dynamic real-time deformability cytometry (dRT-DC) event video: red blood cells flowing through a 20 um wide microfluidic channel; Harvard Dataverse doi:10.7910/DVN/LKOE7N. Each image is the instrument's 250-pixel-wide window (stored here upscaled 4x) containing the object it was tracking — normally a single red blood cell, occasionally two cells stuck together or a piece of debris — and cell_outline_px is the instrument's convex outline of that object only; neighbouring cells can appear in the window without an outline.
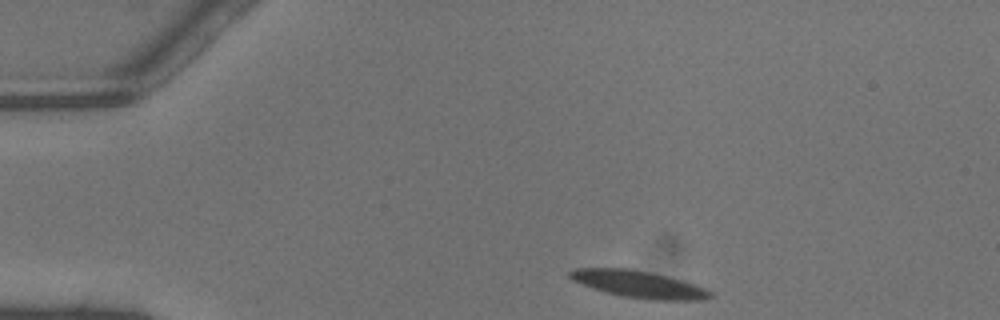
{"species": "common noctule bat (a hibernating species)", "species_latin": "Nyctalus noctula", "temperature_condition": "warm", "stored_images_in_passage": 31, "camera_frame_rate_fps": 3000, "um_per_image_px": 0.085, "animal": {"sex": "male", "body_mass_g": 13.3}, "frame": {"image": 1, "passage_image": 1, "time_ms": 0.0, "image_size_px": [1000, 320], "cell_outline_px": [[712, 296], [700, 300], [652, 300], [624, 296], [592, 288], [572, 280], [568, 276], [568, 272], [576, 268], [624, 268], [648, 272], [680, 280], [704, 288], [712, 292]], "centroid_in_image_um": [54.24, 24.16], "position_along_channel_um": 30.8, "area_um2": 21.56}}
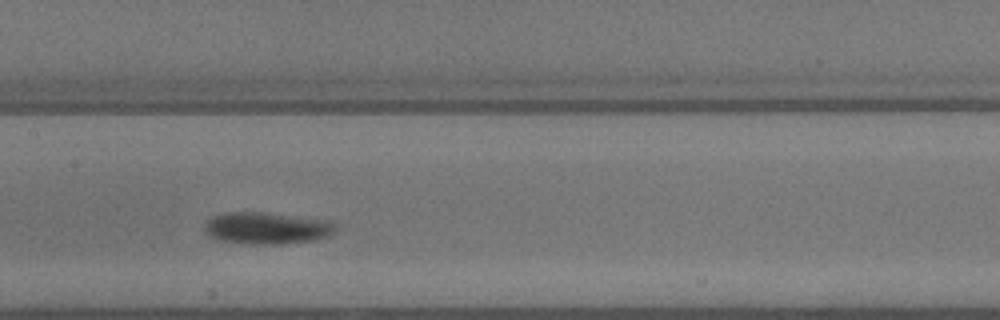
{"frame": {"image": 2, "passage_image": 16, "time_ms": 5.0, "image_size_px": [1000, 320], "cell_outline_px": [[336, 228], [328, 236], [312, 240], [272, 244], [252, 244], [224, 240], [212, 236], [204, 228], [208, 220], [212, 216], [224, 212], [264, 212], [332, 220], [336, 224]], "centroid_in_image_um": [22.73, 19.36], "position_along_channel_um": 184.7, "area_um2": 23.99}}
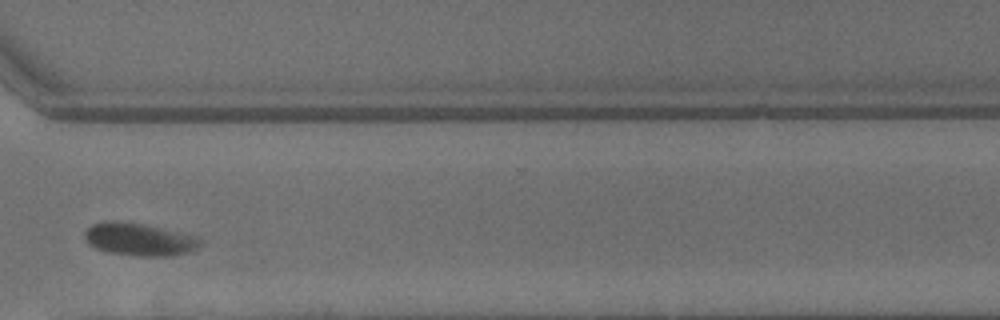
{"frame": {"image": 3, "passage_image": 28, "time_ms": 9.0, "image_size_px": [1000, 320], "cell_outline_px": [[200, 244], [196, 248], [188, 252], [172, 256], [132, 256], [108, 252], [96, 248], [88, 244], [84, 240], [84, 232], [92, 224], [104, 220], [116, 220], [144, 224], [160, 228], [188, 236], [200, 240]], "centroid_in_image_um": [11.7, 20.35], "position_along_channel_um": 358.9, "area_um2": 21.73}, "authors_computed_cell_mechanics": {"area_um2": 21.9062, "velocity_mm_per_s": 4.36, "shape_relaxation_time_tau1_ms": 3.2105, "shape_relaxation_time_tau2_ms": null, "deformation_change_tau1": 0.1126, "deformation_change_tau2": null}}